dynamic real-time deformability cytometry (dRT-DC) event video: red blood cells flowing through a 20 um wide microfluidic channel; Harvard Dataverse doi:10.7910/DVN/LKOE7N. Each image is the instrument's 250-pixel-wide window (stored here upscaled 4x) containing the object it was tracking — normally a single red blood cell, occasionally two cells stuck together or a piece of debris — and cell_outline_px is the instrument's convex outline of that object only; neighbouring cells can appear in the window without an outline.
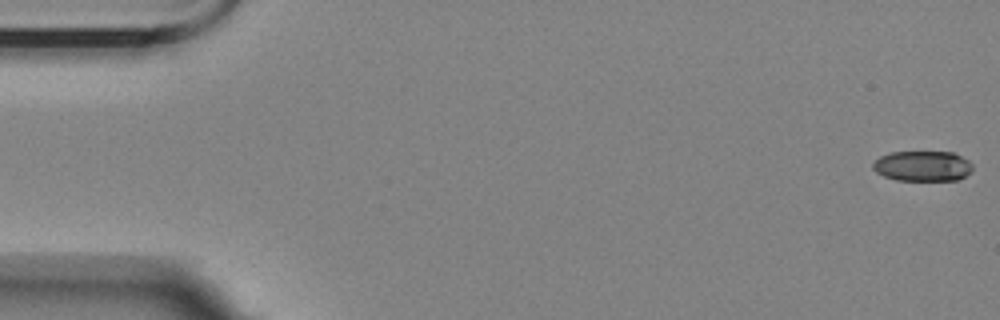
{"species": "Egyptian fruit bat (a non-hibernating species)", "species_latin": "Rousettus aegyptiacus", "temperature_condition": "room temperature", "stored_images_in_passage": 5, "camera_frame_rate_fps": 3000, "um_per_image_px": 0.085, "animal": {"sex": "female"}, "frame": {"image": 1, "passage_image": 1, "time_ms": 0.0, "image_size_px": [1000, 320], "cell_outline_px": [[972, 172], [956, 180], [896, 180], [884, 176], [876, 172], [872, 168], [872, 164], [880, 156], [892, 152], [952, 152], [968, 160], [972, 164]], "centroid_in_image_um": [78.42, 14.11], "position_along_channel_um": 6.6, "area_um2": 17.57}}
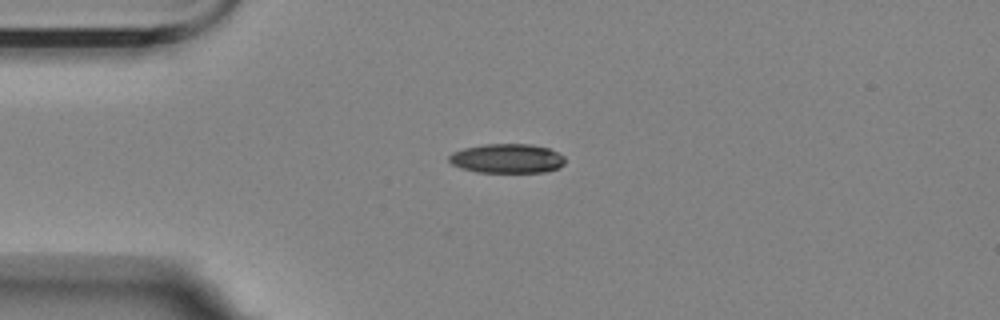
{"frame": {"image": 2, "passage_image": 4, "time_ms": 4.333, "image_size_px": [1000, 320], "cell_outline_px": [[564, 164], [560, 168], [544, 172], [476, 172], [460, 168], [452, 164], [448, 160], [448, 156], [452, 152], [464, 148], [484, 144], [532, 144], [548, 148], [564, 156]], "centroid_in_image_um": [43.09, 13.47], "position_along_channel_um": 41.9, "area_um2": 19.94}}